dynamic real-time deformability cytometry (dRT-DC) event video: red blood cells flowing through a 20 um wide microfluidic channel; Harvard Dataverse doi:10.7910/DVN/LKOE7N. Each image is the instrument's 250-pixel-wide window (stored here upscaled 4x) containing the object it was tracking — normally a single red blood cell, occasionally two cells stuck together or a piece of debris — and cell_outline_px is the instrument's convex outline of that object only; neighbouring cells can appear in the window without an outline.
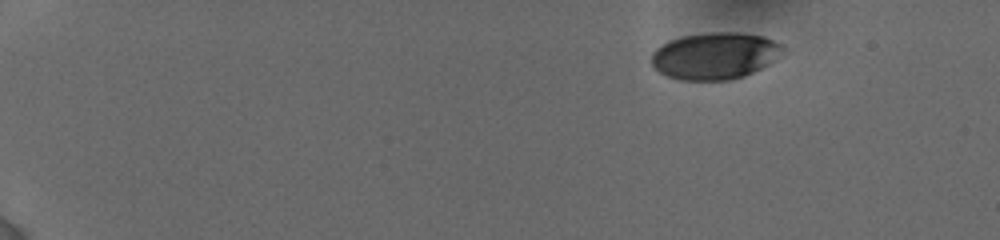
{"species": "human", "species_latin": "Homo sapiens", "temperature_condition": "cold", "stored_images_in_passage": 42, "camera_frame_rate_fps": 3000, "um_per_image_px": 0.085, "donor": {"sex": "female"}, "frame": {"image": 1, "passage_image": 1, "time_ms": 0.0, "image_size_px": [1000, 240], "cell_outline_px": [[780, 48], [768, 64], [744, 76], [728, 80], [680, 80], [668, 76], [660, 72], [652, 64], [652, 52], [656, 48], [672, 40], [684, 36], [712, 32], [736, 32], [764, 36], [780, 44]], "centroid_in_image_um": [60.7, 4.75], "position_along_channel_um": 24.3, "area_um2": 34.97}}
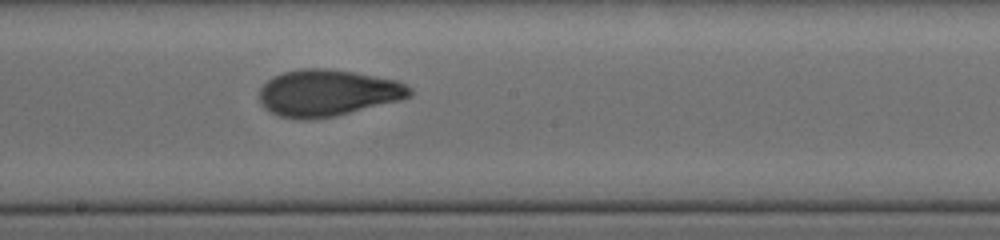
{"frame": {"image": 2, "passage_image": 22, "time_ms": 8.667, "image_size_px": [1000, 240], "cell_outline_px": [[412, 96], [336, 116], [304, 120], [280, 116], [264, 108], [260, 104], [260, 88], [272, 76], [284, 72], [300, 68], [328, 68], [352, 72], [396, 80], [412, 88]], "centroid_in_image_um": [27.81, 7.89], "position_along_channel_um": 220.4, "area_um2": 40.58}}
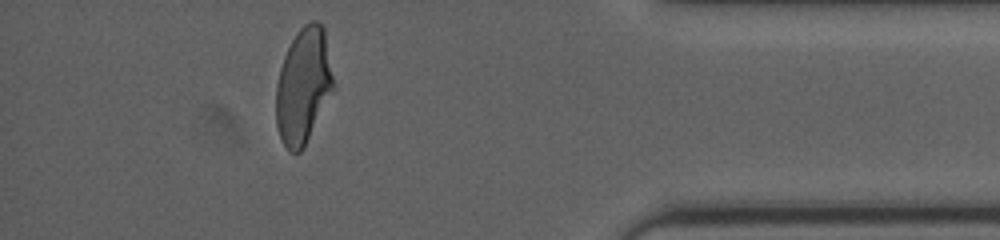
{"frame": {"image": 3, "passage_image": 38, "time_ms": 14.333, "image_size_px": [1000, 240], "cell_outline_px": [[336, 88], [304, 148], [300, 152], [288, 152], [280, 136], [276, 124], [276, 84], [280, 68], [284, 56], [296, 32], [304, 24], [312, 20], [316, 20], [324, 28]], "centroid_in_image_um": [25.81, 7.31], "position_along_channel_um": 409.4, "area_um2": 39.19}, "authors_computed_cell_mechanics": {"area_um2": 39.5352, "velocity_mm_per_s": 3.8443, "shape_relaxation_time_tau1_ms": 4.3062, "shape_relaxation_time_tau2_ms": 1.1976, "deformation_change_tau1": 0.1631, "deformation_change_tau2": 0.0703}}